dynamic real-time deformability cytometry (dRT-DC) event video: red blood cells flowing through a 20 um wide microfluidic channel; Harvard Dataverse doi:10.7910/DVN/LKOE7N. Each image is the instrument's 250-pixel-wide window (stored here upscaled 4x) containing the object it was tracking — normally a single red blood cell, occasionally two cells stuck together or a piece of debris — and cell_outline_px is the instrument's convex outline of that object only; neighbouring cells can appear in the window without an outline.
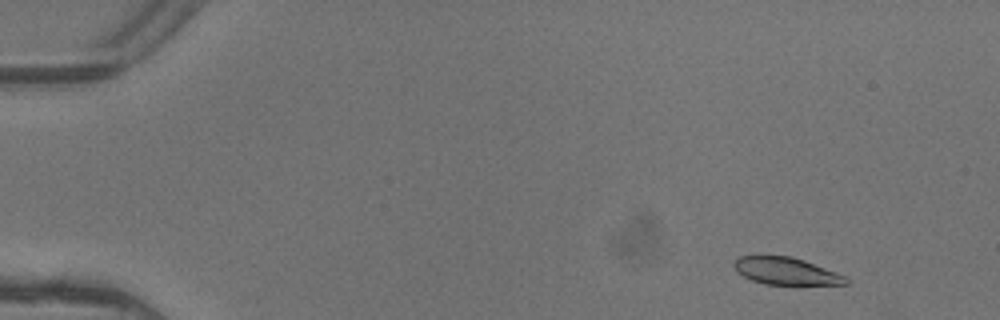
{"species": "common noctule bat (a hibernating species)", "species_latin": "Nyctalus noctula", "temperature_condition": "warm", "stored_images_in_passage": 3, "camera_frame_rate_fps": 3000, "um_per_image_px": 0.085, "animal": {"sex": "female"}, "frame": {"image": 1, "passage_image": 1, "time_ms": 0.0, "image_size_px": [1000, 320], "cell_outline_px": [[848, 284], [764, 284], [752, 280], [736, 272], [732, 264], [740, 256], [792, 256], [804, 260], [836, 272], [844, 276], [848, 280]], "centroid_in_image_um": [66.77, 23.03], "position_along_channel_um": 18.2, "area_um2": 17.51}}
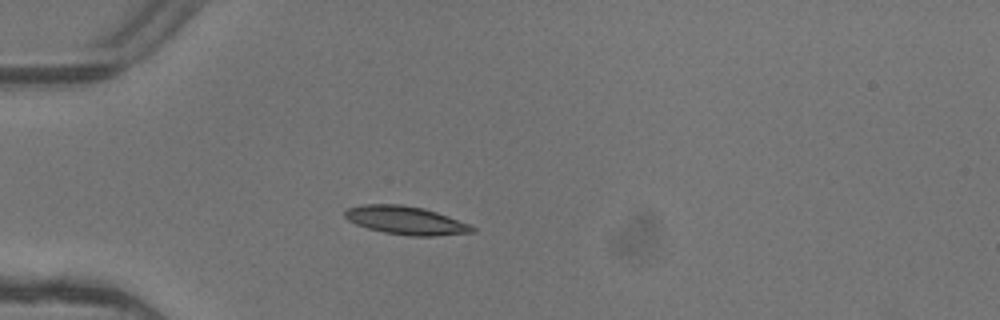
{"frame": {"image": 2, "passage_image": 3, "time_ms": 0.667, "image_size_px": [1000, 320], "cell_outline_px": [[476, 232], [432, 236], [408, 236], [384, 232], [368, 228], [356, 224], [348, 220], [344, 216], [344, 212], [348, 208], [364, 204], [400, 204], [424, 208], [472, 224], [476, 228]], "centroid_in_image_um": [34.53, 18.73], "position_along_channel_um": 50.5, "area_um2": 21.1}}